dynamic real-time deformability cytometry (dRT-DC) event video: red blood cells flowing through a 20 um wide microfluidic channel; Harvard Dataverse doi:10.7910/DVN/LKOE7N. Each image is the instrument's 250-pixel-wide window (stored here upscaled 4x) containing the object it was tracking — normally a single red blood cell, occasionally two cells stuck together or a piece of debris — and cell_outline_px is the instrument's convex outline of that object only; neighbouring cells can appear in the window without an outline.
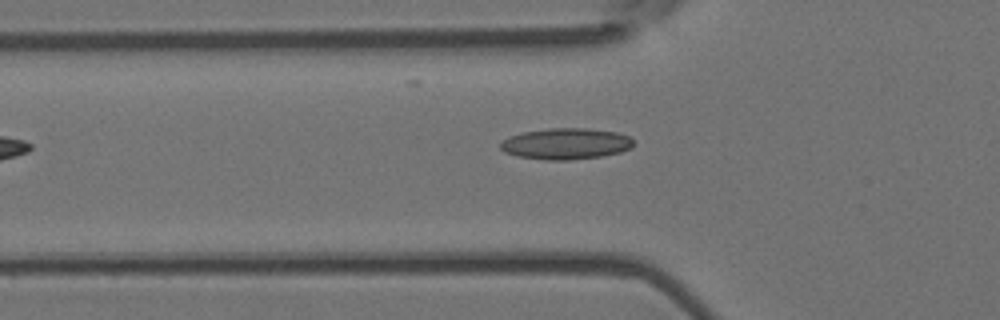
{"species": "Egyptian fruit bat (a non-hibernating species)", "species_latin": "Rousettus aegyptiacus", "temperature_condition": "room temperature", "stored_images_in_passage": 5, "camera_frame_rate_fps": 3000, "um_per_image_px": 0.085, "animal": {"sex": "female"}, "frame": {"image": 1, "passage_image": 3, "time_ms": 0.667, "image_size_px": [1000, 320], "cell_outline_px": [[632, 148], [620, 152], [600, 156], [568, 160], [544, 160], [520, 156], [504, 152], [500, 148], [500, 140], [524, 132], [548, 128], [584, 128], [616, 132], [628, 136], [632, 140]], "centroid_in_image_um": [48.08, 12.22], "position_along_channel_um": 77.7, "area_um2": 23.99}}
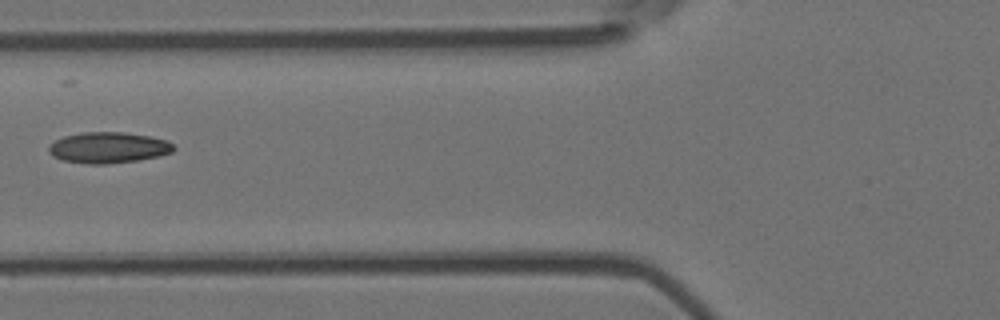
{"frame": {"image": 2, "passage_image": 4, "time_ms": 1.0, "image_size_px": [1000, 320], "cell_outline_px": [[176, 148], [172, 152], [160, 156], [136, 160], [108, 164], [88, 164], [64, 160], [52, 156], [48, 152], [48, 148], [56, 140], [64, 136], [84, 132], [124, 132], [148, 136], [164, 140], [172, 144]], "centroid_in_image_um": [9.2, 12.55], "position_along_channel_um": 116.6, "area_um2": 22.37}}